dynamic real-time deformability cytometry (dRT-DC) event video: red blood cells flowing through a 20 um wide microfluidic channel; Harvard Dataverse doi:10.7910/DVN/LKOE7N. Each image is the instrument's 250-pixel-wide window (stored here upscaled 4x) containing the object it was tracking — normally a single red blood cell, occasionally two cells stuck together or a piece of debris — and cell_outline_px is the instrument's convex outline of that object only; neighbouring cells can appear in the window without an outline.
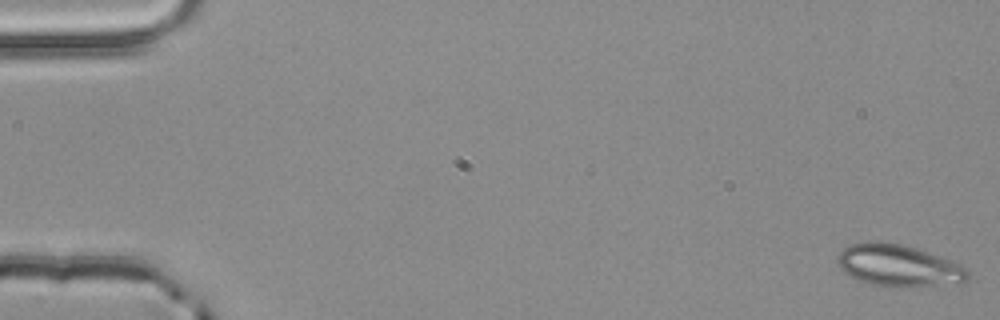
{"species": "common noctule bat (a hibernating species)", "species_latin": "Nyctalus noctula", "temperature_condition": "room temperature", "stored_images_in_passage": 4, "camera_frame_rate_fps": 3000, "um_per_image_px": 0.085, "animal": {"sex": "male", "body_mass_g": 20.4}, "frame": {"image": 1, "passage_image": 1, "time_ms": 0.0, "image_size_px": [1000, 320], "cell_outline_px": [[968, 280], [960, 284], [916, 288], [888, 288], [868, 284], [844, 272], [840, 268], [836, 260], [836, 256], [848, 244], [864, 240], [880, 240], [900, 244], [916, 248], [964, 264], [968, 268]], "centroid_in_image_um": [76.41, 22.59], "position_along_channel_um": 8.6, "area_um2": 33.18}}